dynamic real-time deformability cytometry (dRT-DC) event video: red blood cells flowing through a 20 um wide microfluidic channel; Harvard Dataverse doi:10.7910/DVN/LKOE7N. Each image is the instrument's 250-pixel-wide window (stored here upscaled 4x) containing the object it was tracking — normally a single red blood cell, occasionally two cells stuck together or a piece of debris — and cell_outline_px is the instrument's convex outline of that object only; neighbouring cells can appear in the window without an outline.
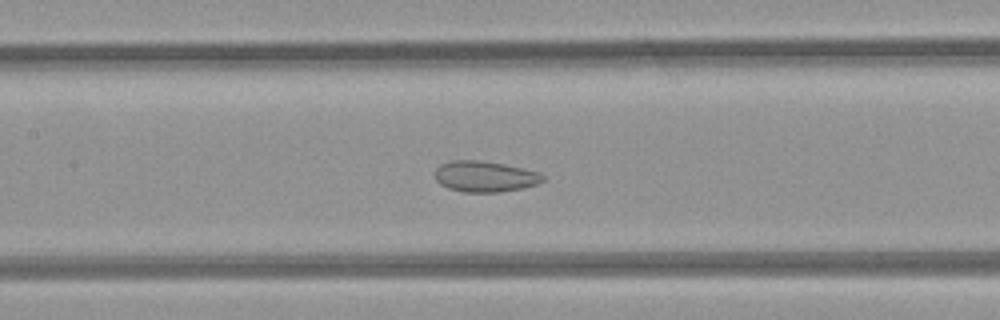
{"species": "common noctule bat (a hibernating species)", "species_latin": "Nyctalus noctula", "temperature_condition": "room temperature", "stored_images_in_passage": 50, "camera_frame_rate_fps": 3000, "um_per_image_px": 0.085, "animal": {"sex": "female", "body_mass_g": 21.9}, "frame": {"image": 1, "passage_image": 23, "time_ms": 7.333, "image_size_px": [1000, 320], "cell_outline_px": [[544, 180], [536, 184], [520, 188], [500, 192], [464, 192], [448, 188], [440, 184], [436, 180], [436, 168], [440, 164], [452, 160], [476, 160], [504, 164], [540, 172], [544, 176]], "centroid_in_image_um": [41.2, 15.0], "position_along_channel_um": 166.2, "area_um2": 19.31}}
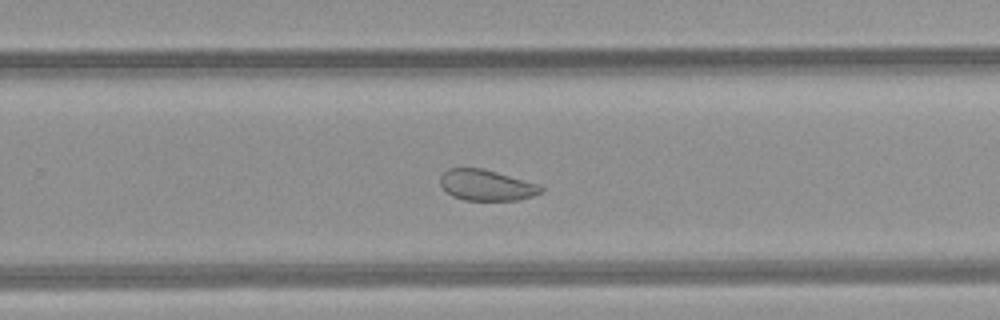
{"frame": {"image": 2, "passage_image": 32, "time_ms": 10.333, "image_size_px": [1000, 320], "cell_outline_px": [[544, 192], [520, 200], [464, 200], [452, 196], [440, 184], [440, 176], [448, 168], [484, 168], [540, 184], [544, 188]], "centroid_in_image_um": [41.39, 15.73], "position_along_channel_um": 288.4, "area_um2": 18.32}}
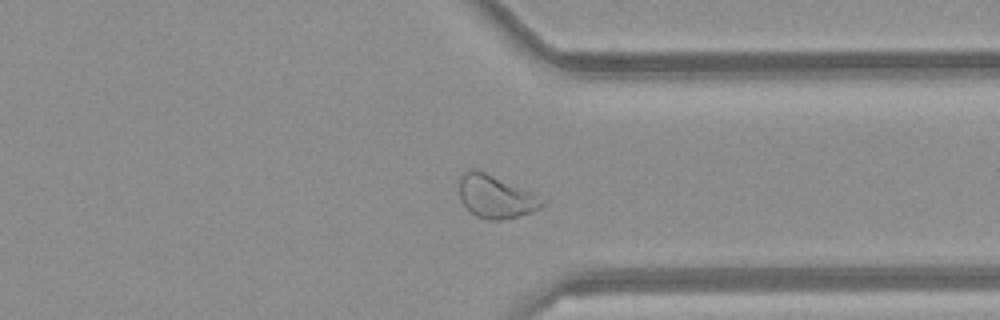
{"frame": {"image": 3, "passage_image": 38, "time_ms": 12.333, "image_size_px": [1000, 320], "cell_outline_px": [[548, 200], [540, 208], [532, 212], [500, 220], [488, 220], [476, 216], [464, 208], [460, 200], [456, 184], [456, 180], [468, 168], [476, 168], [532, 192]], "centroid_in_image_um": [42.06, 16.69], "position_along_channel_um": 369.3, "area_um2": 21.39}, "authors_computed_cell_mechanics": {"area_um2": 24.7384, "velocity_mm_per_s": 4.0926, "shape_relaxation_time_tau1_ms": null, "shape_relaxation_time_tau2_ms": 1.4822, "deformation_change_tau1": null, "deformation_change_tau2": 0.0739}}